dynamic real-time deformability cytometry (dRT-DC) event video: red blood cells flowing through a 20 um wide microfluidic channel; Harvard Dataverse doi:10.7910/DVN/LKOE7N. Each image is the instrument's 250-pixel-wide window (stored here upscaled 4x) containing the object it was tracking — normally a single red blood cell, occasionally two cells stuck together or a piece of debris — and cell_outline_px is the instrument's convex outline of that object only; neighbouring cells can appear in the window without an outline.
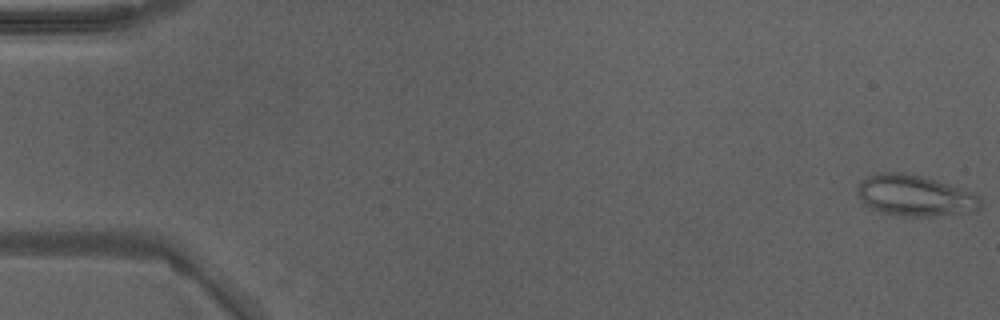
{"species": "Egyptian fruit bat (a non-hibernating species)", "species_latin": "Rousettus aegyptiacus", "temperature_condition": "warm", "stored_images_in_passage": 10, "camera_frame_rate_fps": 3000, "um_per_image_px": 0.085, "animal": {"sex": "male"}, "frame": {"image": 1, "passage_image": 1, "time_ms": 0.0, "image_size_px": [1000, 320], "cell_outline_px": [[980, 208], [976, 212], [932, 216], [904, 216], [880, 212], [864, 204], [856, 188], [860, 180], [876, 172], [904, 172], [920, 176], [948, 184], [972, 192], [980, 196]], "centroid_in_image_um": [77.76, 16.63], "position_along_channel_um": 7.2, "area_um2": 29.48}}